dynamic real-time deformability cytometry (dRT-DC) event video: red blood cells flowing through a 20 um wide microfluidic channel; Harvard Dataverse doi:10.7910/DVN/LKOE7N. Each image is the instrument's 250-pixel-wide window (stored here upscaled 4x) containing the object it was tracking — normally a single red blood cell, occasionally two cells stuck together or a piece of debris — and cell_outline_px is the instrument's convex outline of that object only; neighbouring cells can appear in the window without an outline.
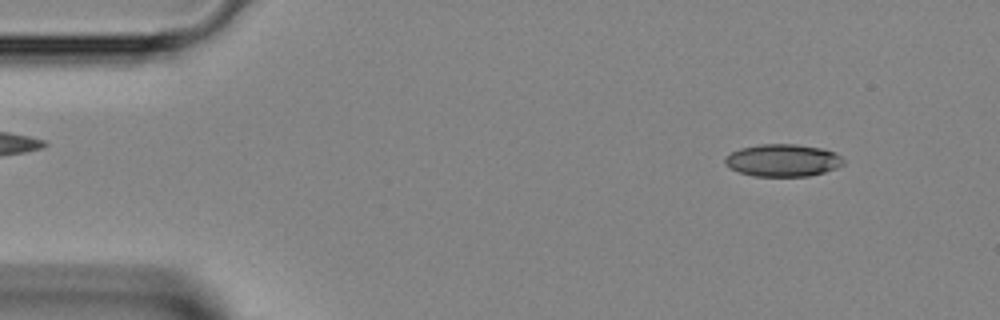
{"species": "Egyptian fruit bat (a non-hibernating species)", "species_latin": "Rousettus aegyptiacus", "temperature_condition": "room temperature", "stored_images_in_passage": 10, "camera_frame_rate_fps": 3000, "um_per_image_px": 0.085, "animal": {"sex": "female"}, "frame": {"image": 1, "passage_image": 4, "time_ms": 1.0, "image_size_px": [1000, 320], "cell_outline_px": [[844, 164], [836, 168], [824, 172], [808, 176], [752, 176], [740, 172], [724, 164], [724, 160], [732, 152], [740, 148], [760, 144], [796, 144], [820, 148], [836, 152], [844, 160]], "centroid_in_image_um": [66.56, 13.63], "position_along_channel_um": 18.4, "area_um2": 22.25}}